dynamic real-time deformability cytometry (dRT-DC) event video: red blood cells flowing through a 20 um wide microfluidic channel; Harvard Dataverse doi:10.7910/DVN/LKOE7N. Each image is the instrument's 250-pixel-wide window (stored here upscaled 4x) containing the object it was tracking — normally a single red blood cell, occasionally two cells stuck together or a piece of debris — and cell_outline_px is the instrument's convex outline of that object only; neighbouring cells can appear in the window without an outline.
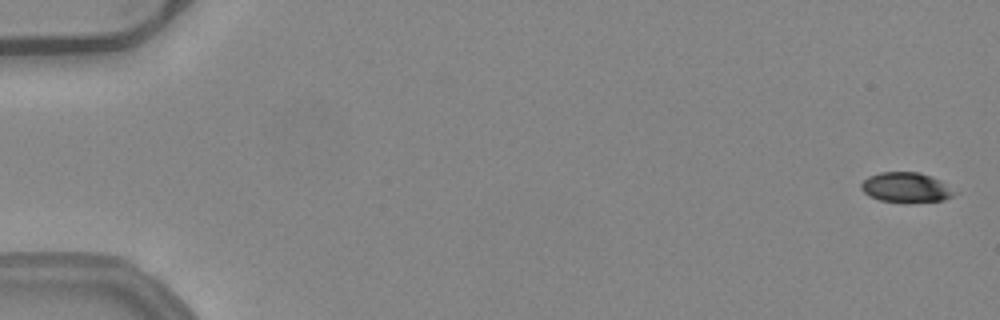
{"species": "common noctule bat (a hibernating species)", "species_latin": "Nyctalus noctula", "temperature_condition": "warm", "stored_images_in_passage": 53, "camera_frame_rate_fps": 3000, "um_per_image_px": 0.085, "animal": {"sex": "female", "body_mass_g": 24.6, "forearm_length_mm": 56.2}, "frame": {"image": 1, "passage_image": 2, "time_ms": 0.333, "image_size_px": [1000, 320], "cell_outline_px": [[956, 192], [952, 196], [944, 200], [880, 200], [868, 196], [860, 188], [860, 184], [868, 176], [880, 172], [920, 172], [940, 180]], "centroid_in_image_um": [76.96, 15.89], "position_along_channel_um": 8.0, "area_um2": 15.66}}
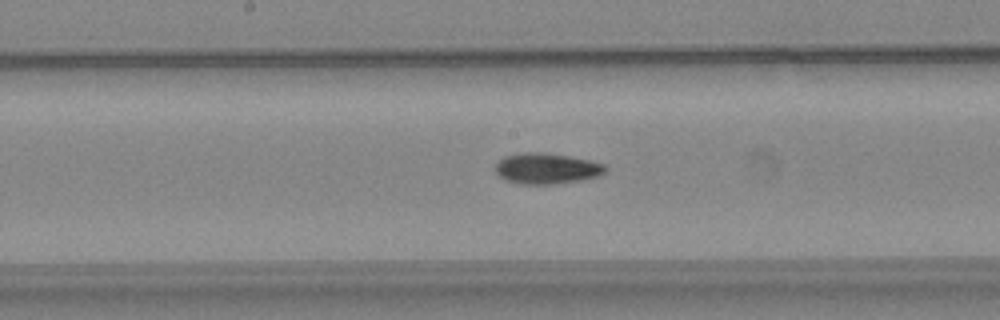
{"frame": {"image": 2, "passage_image": 29, "time_ms": 9.333, "image_size_px": [1000, 320], "cell_outline_px": [[608, 168], [600, 176], [580, 180], [556, 184], [520, 184], [504, 180], [492, 168], [504, 156], [524, 152], [544, 152], [568, 156], [588, 160], [604, 164]], "centroid_in_image_um": [46.44, 14.32], "position_along_channel_um": 201.8, "area_um2": 19.88}}
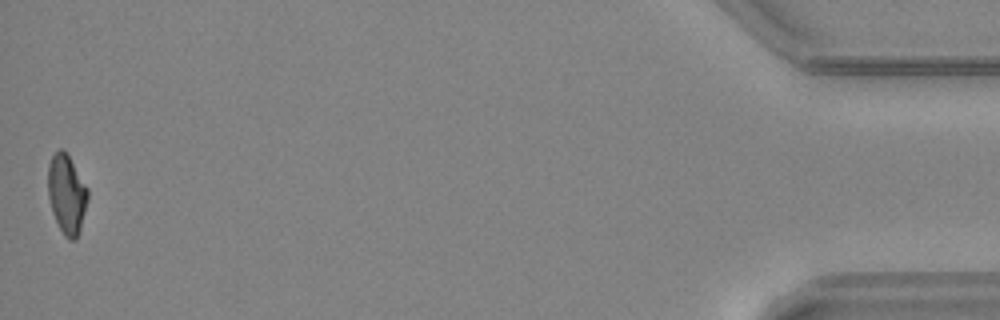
{"frame": {"image": 3, "passage_image": 53, "time_ms": 17.333, "image_size_px": [1000, 320], "cell_outline_px": [[88, 200], [80, 228], [76, 240], [68, 240], [64, 236], [52, 212], [48, 196], [48, 164], [52, 156], [60, 148], [64, 148], [88, 188]], "centroid_in_image_um": [5.67, 16.49], "position_along_channel_um": 429.5, "area_um2": 18.38}, "authors_computed_cell_mechanics": {"area_um2": 18.6694, "velocity_mm_per_s": 4.0164, "shape_relaxation_time_tau1_ms": 6.3957, "shape_relaxation_time_tau2_ms": 4.3572, "deformation_change_tau1": 0.1905, "deformation_change_tau2": 0.1069}}